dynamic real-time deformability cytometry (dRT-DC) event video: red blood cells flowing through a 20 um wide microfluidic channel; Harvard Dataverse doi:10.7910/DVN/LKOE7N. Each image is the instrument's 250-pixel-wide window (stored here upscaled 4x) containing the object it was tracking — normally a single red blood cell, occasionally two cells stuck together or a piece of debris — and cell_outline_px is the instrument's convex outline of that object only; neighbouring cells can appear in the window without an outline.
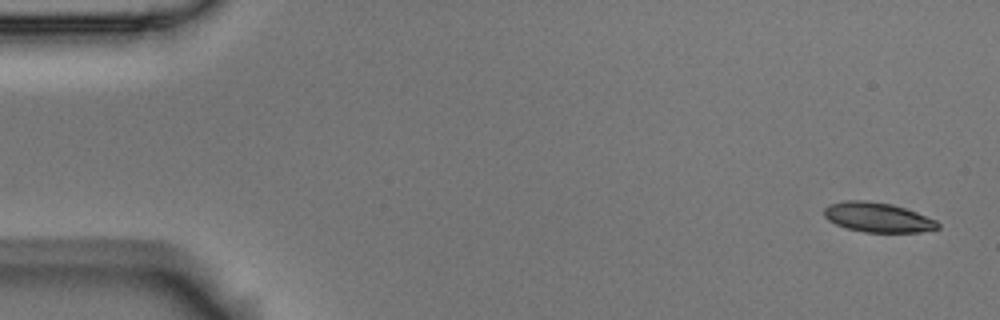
{"species": "Egyptian fruit bat (a non-hibernating species)", "species_latin": "Rousettus aegyptiacus", "temperature_condition": "room temperature", "stored_images_in_passage": 57, "camera_frame_rate_fps": 3000, "um_per_image_px": 0.085, "animal": {"sex": "male"}, "frame": {"image": 1, "passage_image": 1, "time_ms": 0.0, "image_size_px": [1000, 320], "cell_outline_px": [[940, 228], [920, 232], [864, 232], [848, 228], [836, 224], [828, 220], [824, 216], [824, 208], [828, 204], [844, 200], [868, 200], [892, 204], [916, 212], [936, 220], [940, 224]], "centroid_in_image_um": [74.59, 18.46], "position_along_channel_um": 10.4, "area_um2": 19.71}}
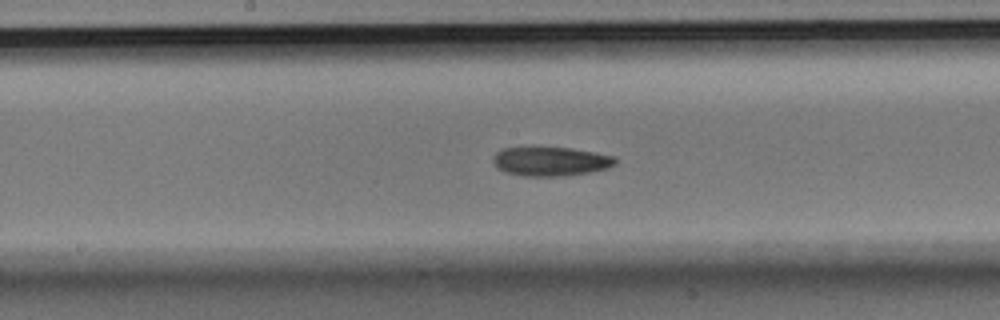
{"frame": {"image": 2, "passage_image": 28, "time_ms": 9.0, "image_size_px": [1000, 320], "cell_outline_px": [[616, 164], [608, 168], [568, 176], [524, 176], [508, 172], [500, 168], [492, 160], [496, 152], [504, 148], [572, 148], [596, 152], [616, 156]], "centroid_in_image_um": [46.88, 13.72], "position_along_channel_um": 201.3, "area_um2": 20.52}}
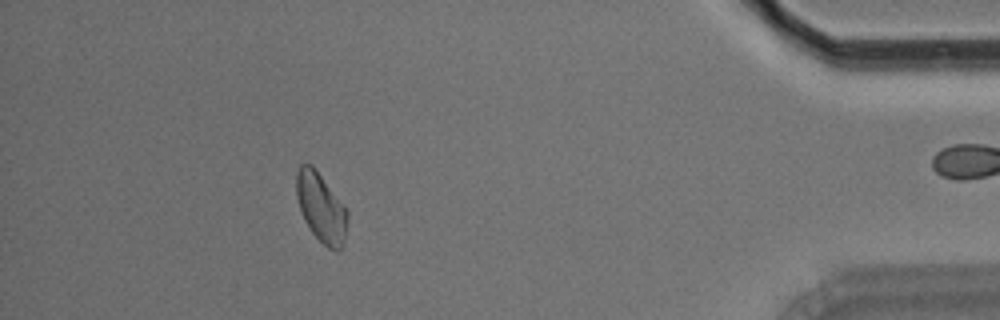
{"frame": {"image": 3, "passage_image": 50, "time_ms": 16.333, "image_size_px": [1000, 320], "cell_outline_px": [[348, 220], [340, 252], [336, 252], [328, 248], [312, 232], [304, 220], [296, 196], [296, 172], [300, 164], [312, 164], [316, 168], [348, 212]], "centroid_in_image_um": [27.27, 17.63], "position_along_channel_um": 407.9, "area_um2": 20.4}, "authors_computed_cell_mechanics": {"area_um2": 20.519, "velocity_mm_per_s": 3.5321, "shape_relaxation_time_tau1_ms": 5.0895, "shape_relaxation_time_tau2_ms": null, "deformation_change_tau1": 0.1244, "deformation_change_tau2": null}}